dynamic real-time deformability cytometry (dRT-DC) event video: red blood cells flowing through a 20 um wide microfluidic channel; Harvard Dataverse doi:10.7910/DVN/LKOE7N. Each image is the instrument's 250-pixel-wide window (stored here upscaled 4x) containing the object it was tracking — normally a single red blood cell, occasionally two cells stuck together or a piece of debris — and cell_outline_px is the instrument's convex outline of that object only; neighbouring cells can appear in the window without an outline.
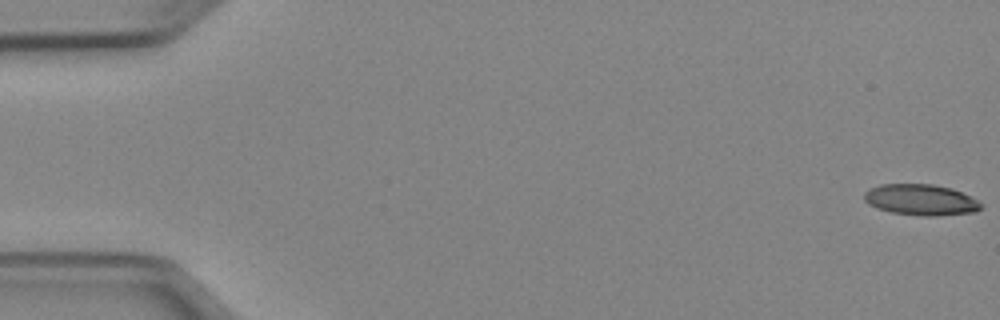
{"species": "Egyptian fruit bat (a non-hibernating species)", "species_latin": "Rousettus aegyptiacus", "temperature_condition": "cold", "stored_images_in_passage": 52, "camera_frame_rate_fps": 3000, "um_per_image_px": 0.085, "animal": {"sex": "female"}, "frame": {"image": 1, "passage_image": 1, "time_ms": 0.0, "image_size_px": [1000, 320], "cell_outline_px": [[984, 208], [976, 212], [936, 216], [924, 216], [892, 212], [876, 208], [868, 204], [864, 200], [864, 192], [868, 188], [880, 184], [932, 184], [952, 188], [972, 196], [984, 204]], "centroid_in_image_um": [78.31, 16.98], "position_along_channel_um": 6.7, "area_um2": 21.5}}
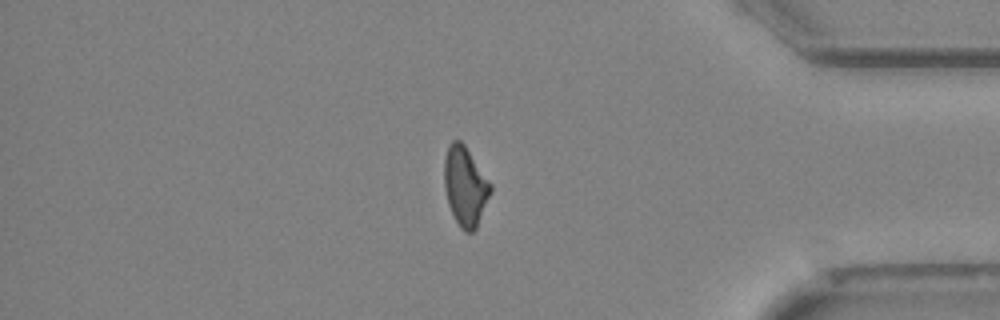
{"frame": {"image": 2, "passage_image": 44, "time_ms": 14.333, "image_size_px": [1000, 320], "cell_outline_px": [[492, 192], [476, 228], [472, 232], [464, 232], [460, 228], [448, 204], [444, 188], [444, 160], [448, 144], [452, 140], [460, 140], [464, 144], [492, 184]], "centroid_in_image_um": [39.54, 15.82], "position_along_channel_um": 395.7, "area_um2": 21.5}}
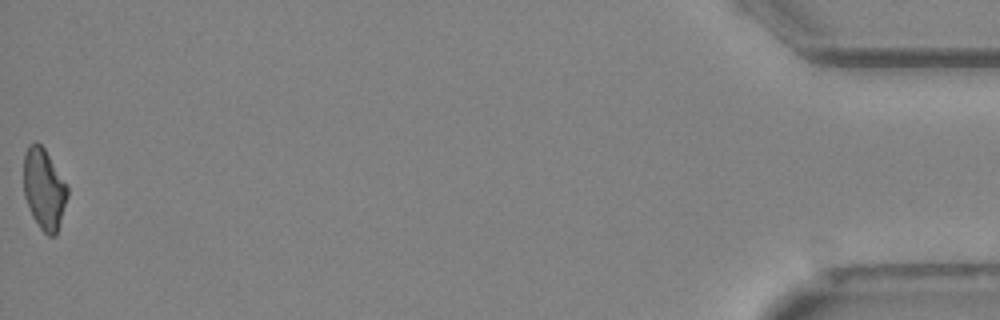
{"frame": {"image": 3, "passage_image": 52, "time_ms": 17.0, "image_size_px": [1000, 320], "cell_outline_px": [[68, 196], [56, 236], [48, 236], [40, 228], [32, 216], [24, 196], [24, 156], [28, 144], [36, 140], [44, 148], [68, 184]], "centroid_in_image_um": [3.75, 16.05], "position_along_channel_um": 431.4, "area_um2": 20.87}, "authors_computed_cell_mechanics": {"area_um2": 22.0796, "velocity_mm_per_s": 3.9722, "shape_relaxation_time_tau1_ms": null, "shape_relaxation_time_tau2_ms": 7.5478, "deformation_change_tau1": null, "deformation_change_tau2": 0.192}}